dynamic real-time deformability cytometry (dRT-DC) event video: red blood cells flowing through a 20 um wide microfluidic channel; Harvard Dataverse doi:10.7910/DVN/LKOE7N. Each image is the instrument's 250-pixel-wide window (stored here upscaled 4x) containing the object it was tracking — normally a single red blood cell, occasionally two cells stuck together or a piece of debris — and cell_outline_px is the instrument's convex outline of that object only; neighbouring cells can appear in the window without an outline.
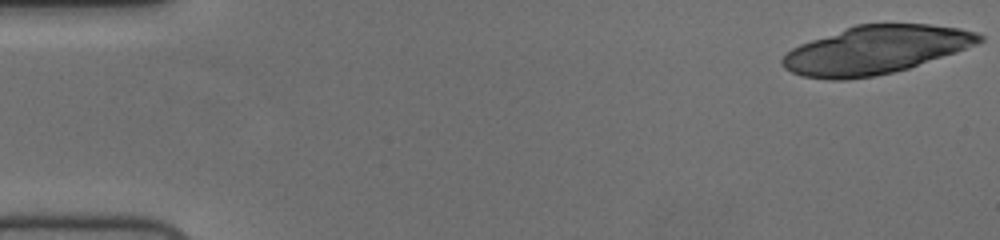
{"species": "human", "species_latin": "Homo sapiens", "temperature_condition": "cold", "stored_images_in_passage": 18, "camera_frame_rate_fps": 3000, "um_per_image_px": 0.085, "donor": {"sex": "female"}, "frame": {"image": 1, "passage_image": 1, "time_ms": 0.0, "image_size_px": [1000, 240], "cell_outline_px": [[984, 40], [976, 44], [956, 52], [908, 68], [876, 76], [844, 80], [828, 80], [800, 76], [784, 68], [780, 64], [780, 60], [792, 48], [800, 44], [856, 24], [928, 24], [960, 28], [980, 32], [984, 36]], "centroid_in_image_um": [74.42, 4.25], "position_along_channel_um": 10.6, "area_um2": 55.2}}